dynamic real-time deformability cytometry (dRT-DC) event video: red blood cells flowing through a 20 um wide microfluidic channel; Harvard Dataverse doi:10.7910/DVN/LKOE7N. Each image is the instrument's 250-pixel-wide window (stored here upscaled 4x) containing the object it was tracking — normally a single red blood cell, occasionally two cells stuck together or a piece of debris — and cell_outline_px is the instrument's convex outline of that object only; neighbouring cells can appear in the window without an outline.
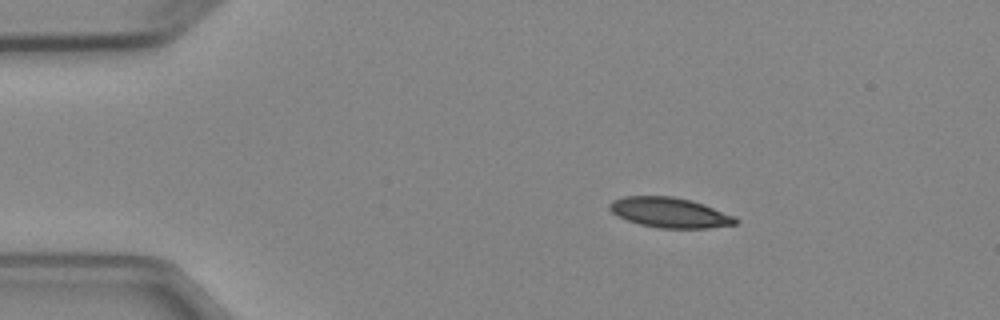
{"species": "Egyptian fruit bat (a non-hibernating species)", "species_latin": "Rousettus aegyptiacus", "temperature_condition": "cold", "stored_images_in_passage": 5, "camera_frame_rate_fps": 3000, "um_per_image_px": 0.085, "animal": {"sex": "female"}, "frame": {"image": 1, "passage_image": 2, "time_ms": 1.333, "image_size_px": [1000, 320], "cell_outline_px": [[740, 220], [736, 224], [708, 228], [660, 228], [640, 224], [616, 216], [608, 208], [608, 204], [612, 200], [624, 196], [672, 196], [692, 200], [704, 204], [736, 216]], "centroid_in_image_um": [56.94, 18.06], "position_along_channel_um": 28.1, "area_um2": 22.31}}
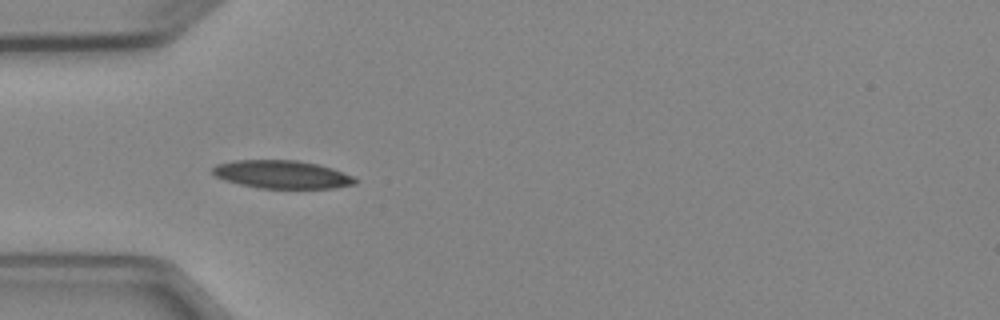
{"frame": {"image": 2, "passage_image": 4, "time_ms": 3.667, "image_size_px": [1000, 320], "cell_outline_px": [[356, 184], [336, 188], [256, 188], [224, 180], [216, 176], [212, 172], [212, 168], [216, 164], [236, 160], [296, 160], [316, 164], [332, 168], [352, 176], [356, 180]], "centroid_in_image_um": [23.95, 14.83], "position_along_channel_um": 61.1, "area_um2": 23.24}}